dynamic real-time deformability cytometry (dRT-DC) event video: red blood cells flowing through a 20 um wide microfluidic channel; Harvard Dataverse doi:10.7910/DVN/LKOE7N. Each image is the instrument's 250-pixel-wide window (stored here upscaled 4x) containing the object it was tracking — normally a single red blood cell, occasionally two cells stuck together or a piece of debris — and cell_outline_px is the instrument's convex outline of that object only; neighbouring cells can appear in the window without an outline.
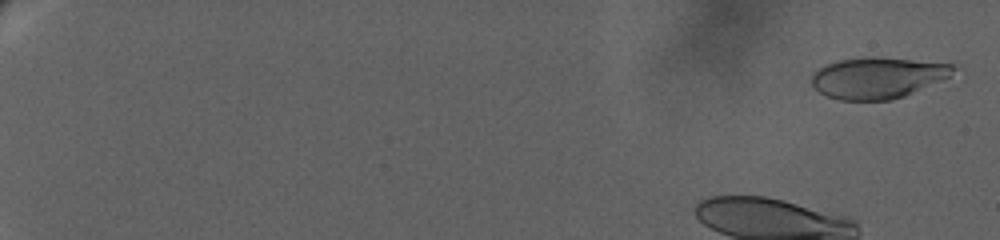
{"species": "human", "species_latin": "Homo sapiens", "temperature_condition": "warm", "stored_images_in_passage": 28, "camera_frame_rate_fps": 3000, "um_per_image_px": 0.085, "donor": {"sex": "female"}, "frame": {"image": 1, "passage_image": 1, "time_ms": 0.0, "image_size_px": [1000, 240], "cell_outline_px": [[956, 68], [948, 76], [940, 80], [904, 96], [892, 100], [840, 100], [828, 96], [820, 92], [812, 84], [812, 72], [828, 64], [840, 60], [864, 56], [872, 56], [952, 64]], "centroid_in_image_um": [74.56, 6.6], "position_along_channel_um": 10.4, "area_um2": 33.52}}
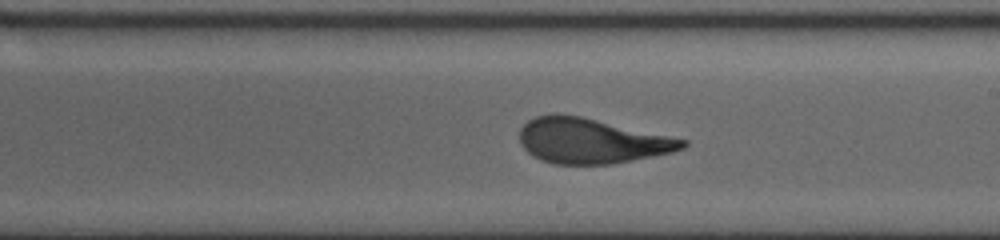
{"frame": {"image": 2, "passage_image": 15, "time_ms": 13.667, "image_size_px": [1000, 240], "cell_outline_px": [[688, 144], [684, 148], [672, 152], [632, 160], [608, 164], [552, 164], [540, 160], [532, 156], [520, 144], [520, 128], [528, 120], [536, 116], [552, 112], [556, 112], [580, 116], [688, 140]], "centroid_in_image_um": [50.22, 11.96], "position_along_channel_um": 238.8, "area_um2": 42.89}}
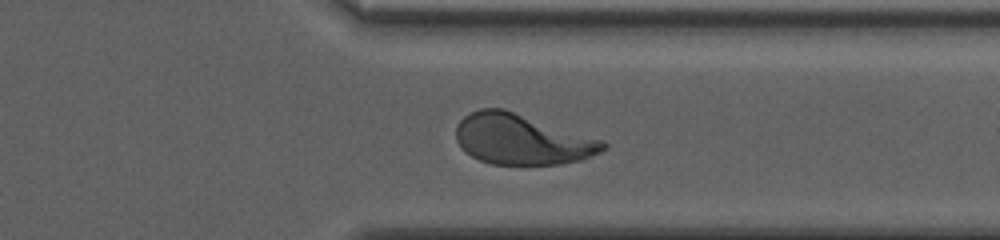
{"frame": {"image": 3, "passage_image": 24, "time_ms": 18.0, "image_size_px": [1000, 240], "cell_outline_px": [[608, 144], [600, 152], [580, 160], [560, 164], [492, 164], [480, 160], [464, 152], [456, 140], [456, 124], [464, 116], [480, 108], [504, 108], [604, 140]], "centroid_in_image_um": [44.34, 11.83], "position_along_channel_um": 367.1, "area_um2": 43.29}}